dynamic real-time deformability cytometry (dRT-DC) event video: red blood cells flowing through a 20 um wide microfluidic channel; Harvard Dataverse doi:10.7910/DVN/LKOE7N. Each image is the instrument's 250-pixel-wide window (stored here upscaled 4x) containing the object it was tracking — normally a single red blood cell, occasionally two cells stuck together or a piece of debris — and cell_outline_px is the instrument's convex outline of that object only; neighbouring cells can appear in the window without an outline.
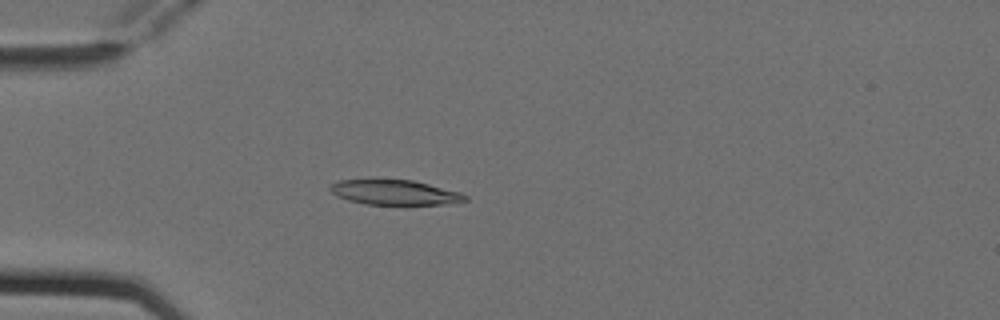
{"species": "Egyptian fruit bat (a non-hibernating species)", "species_latin": "Rousettus aegyptiacus", "temperature_condition": "cold", "stored_images_in_passage": 3, "camera_frame_rate_fps": 3000, "um_per_image_px": 0.085, "animal": {"sex": "female"}, "frame": {"image": 1, "passage_image": 3, "time_ms": 0.667, "image_size_px": [1000, 320], "cell_outline_px": [[468, 200], [444, 204], [364, 204], [348, 200], [336, 196], [328, 188], [328, 184], [340, 180], [412, 180], [460, 192], [468, 196]], "centroid_in_image_um": [33.51, 16.35], "position_along_channel_um": 51.5, "area_um2": 19.42}}